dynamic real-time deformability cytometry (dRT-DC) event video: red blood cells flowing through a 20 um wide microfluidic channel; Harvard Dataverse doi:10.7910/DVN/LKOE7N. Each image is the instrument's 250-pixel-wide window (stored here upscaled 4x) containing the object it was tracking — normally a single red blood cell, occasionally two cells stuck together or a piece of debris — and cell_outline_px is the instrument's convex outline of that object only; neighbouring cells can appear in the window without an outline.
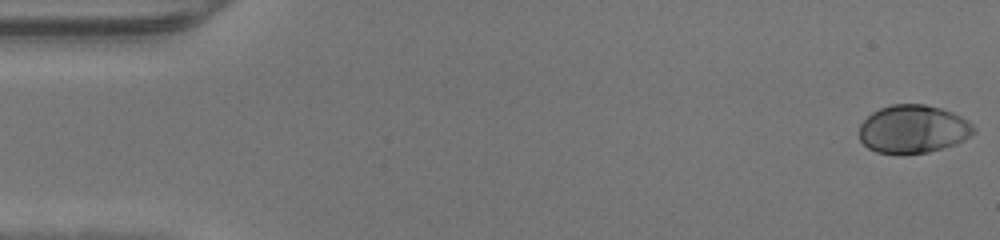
{"species": "human", "species_latin": "Homo sapiens", "temperature_condition": "warm", "stored_images_in_passage": 47, "camera_frame_rate_fps": 3000, "um_per_image_px": 0.085, "donor": {"sex": "male"}, "frame": {"image": 1, "passage_image": 1, "time_ms": 0.0, "image_size_px": [1000, 240], "cell_outline_px": [[976, 132], [972, 136], [956, 144], [928, 152], [876, 152], [868, 148], [860, 140], [860, 124], [872, 112], [880, 108], [892, 104], [924, 104], [940, 108], [952, 112], [968, 120], [976, 128]], "centroid_in_image_um": [77.65, 10.95], "position_along_channel_um": 7.4, "area_um2": 31.91}}
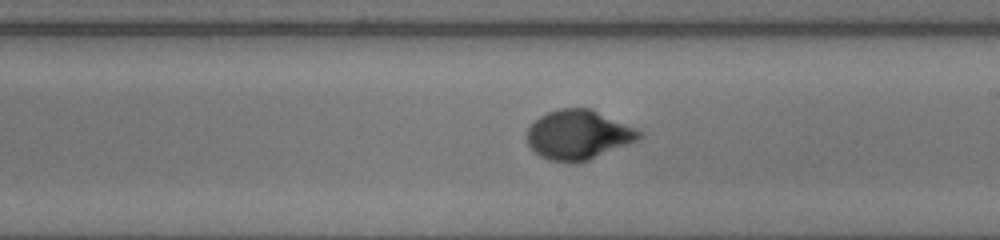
{"frame": {"image": 2, "passage_image": 27, "time_ms": 8.667, "image_size_px": [1000, 240], "cell_outline_px": [[644, 136], [636, 140], [588, 160], [576, 164], [548, 160], [540, 156], [528, 144], [528, 128], [540, 116], [548, 112], [560, 108], [592, 108], [644, 132]], "centroid_in_image_um": [49.17, 11.46], "position_along_channel_um": 239.8, "area_um2": 32.19}}
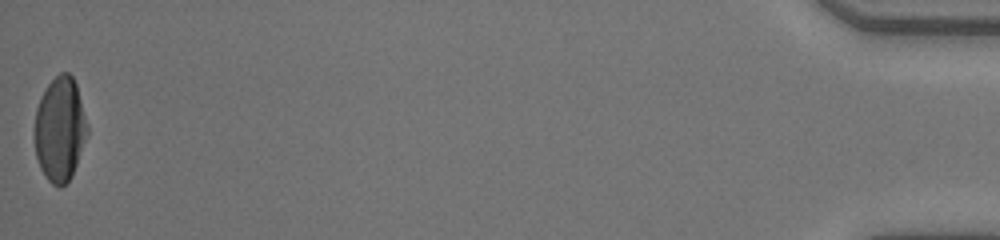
{"frame": {"image": 3, "passage_image": 47, "time_ms": 15.333, "image_size_px": [1000, 240], "cell_outline_px": [[88, 132], [72, 176], [60, 188], [52, 184], [48, 180], [40, 168], [36, 156], [32, 136], [36, 108], [40, 96], [48, 84], [60, 72], [68, 72], [72, 76], [76, 84], [88, 124]], "centroid_in_image_um": [5.06, 10.98], "position_along_channel_um": 430.1, "area_um2": 32.48}}